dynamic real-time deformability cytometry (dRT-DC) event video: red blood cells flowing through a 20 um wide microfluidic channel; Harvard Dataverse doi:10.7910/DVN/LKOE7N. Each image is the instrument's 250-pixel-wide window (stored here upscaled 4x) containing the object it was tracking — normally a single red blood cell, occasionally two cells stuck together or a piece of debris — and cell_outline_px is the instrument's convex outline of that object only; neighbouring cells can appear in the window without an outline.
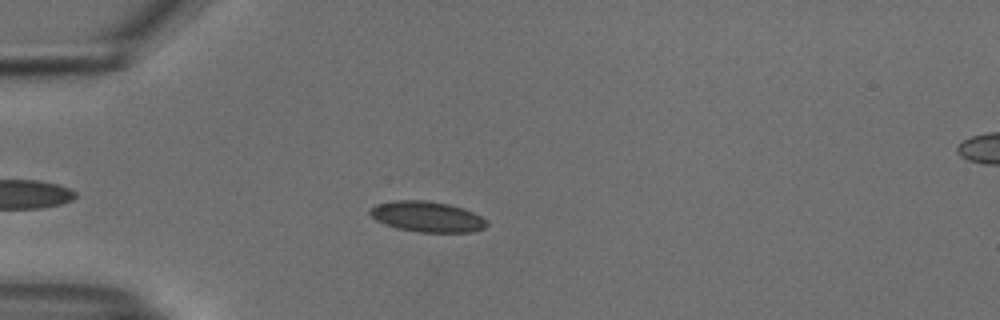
{"species": "common noctule bat (a hibernating species)", "species_latin": "Nyctalus noctula", "temperature_condition": "cold", "stored_images_in_passage": 47, "camera_frame_rate_fps": 3000, "um_per_image_px": 0.085, "animal": {"sex": "male", "body_mass_g": 18.8}, "frame": {"image": 1, "passage_image": 8, "time_ms": 2.333, "image_size_px": [1000, 320], "cell_outline_px": [[488, 224], [484, 228], [472, 232], [420, 232], [396, 228], [384, 224], [376, 220], [368, 212], [376, 204], [392, 200], [428, 200], [448, 204], [464, 208], [480, 216]], "centroid_in_image_um": [36.28, 18.41], "position_along_channel_um": 48.7, "area_um2": 20.81}}
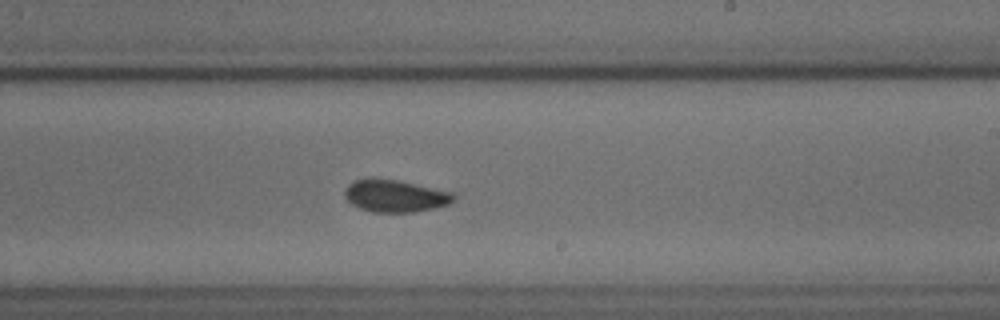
{"frame": {"image": 2, "passage_image": 26, "time_ms": 8.333, "image_size_px": [1000, 320], "cell_outline_px": [[456, 200], [448, 204], [432, 208], [412, 212], [372, 212], [360, 208], [352, 204], [344, 196], [344, 192], [348, 184], [356, 180], [372, 176], [400, 180], [452, 192], [456, 196]], "centroid_in_image_um": [33.57, 16.62], "position_along_channel_um": 255.4, "area_um2": 20.75}}
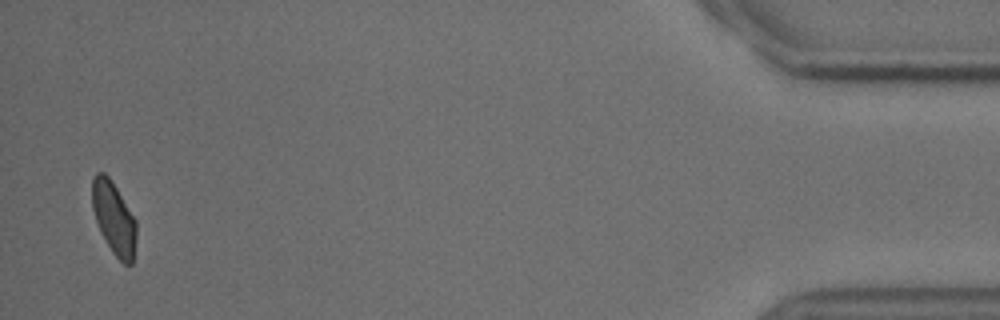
{"frame": {"image": 3, "passage_image": 46, "time_ms": 15.0, "image_size_px": [1000, 320], "cell_outline_px": [[136, 240], [132, 264], [124, 264], [112, 252], [100, 232], [92, 208], [92, 176], [96, 172], [104, 172], [108, 176], [116, 188], [136, 220]], "centroid_in_image_um": [9.67, 18.53], "position_along_channel_um": 425.5, "area_um2": 18.61}, "authors_computed_cell_mechanics": {"area_um2": 20.0566, "velocity_mm_per_s": 3.7396, "shape_relaxation_time_tau1_ms": 4.382, "shape_relaxation_time_tau2_ms": 2.8334, "deformation_change_tau1": 0.0825, "deformation_change_tau2": 0.0708}}